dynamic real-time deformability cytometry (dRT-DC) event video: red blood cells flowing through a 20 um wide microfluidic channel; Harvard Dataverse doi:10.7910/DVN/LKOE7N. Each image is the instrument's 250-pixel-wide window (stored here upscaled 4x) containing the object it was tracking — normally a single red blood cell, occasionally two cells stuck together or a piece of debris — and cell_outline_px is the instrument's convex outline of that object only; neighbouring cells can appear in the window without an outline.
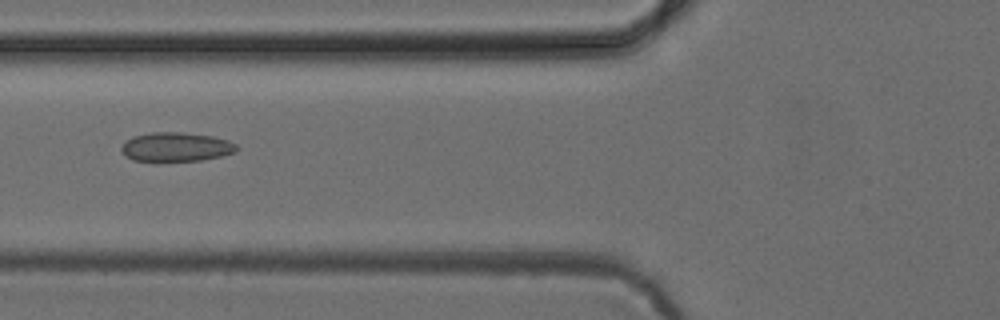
{"species": "common noctule bat (a hibernating species)", "species_latin": "Nyctalus noctula", "temperature_condition": "cold", "stored_images_in_passage": 5, "camera_frame_rate_fps": 3000, "um_per_image_px": 0.085, "animal": {"sex": "female", "body_mass_g": 24.6, "forearm_length_mm": 56.2}, "frame": {"image": 1, "passage_image": 4, "time_ms": 3.667, "image_size_px": [1000, 320], "cell_outline_px": [[240, 148], [236, 152], [220, 156], [200, 160], [132, 160], [124, 156], [120, 152], [120, 148], [124, 140], [132, 136], [152, 132], [180, 132], [212, 136], [228, 140], [236, 144]], "centroid_in_image_um": [14.93, 12.47], "position_along_channel_um": 110.9, "area_um2": 19.59}}
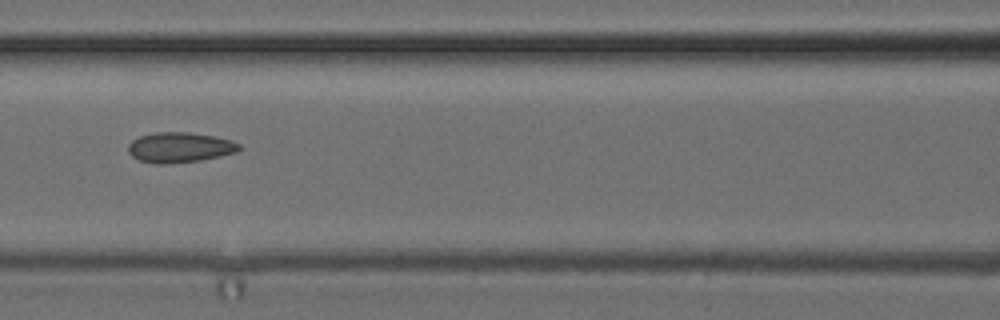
{"frame": {"image": 2, "passage_image": 5, "time_ms": 4.667, "image_size_px": [1000, 320], "cell_outline_px": [[240, 148], [236, 152], [220, 156], [200, 160], [164, 164], [156, 164], [140, 160], [132, 156], [128, 152], [128, 144], [132, 140], [140, 136], [156, 132], [188, 132], [212, 136], [232, 140], [240, 144]], "centroid_in_image_um": [15.26, 12.53], "position_along_channel_um": 151.3, "area_um2": 19.42}}